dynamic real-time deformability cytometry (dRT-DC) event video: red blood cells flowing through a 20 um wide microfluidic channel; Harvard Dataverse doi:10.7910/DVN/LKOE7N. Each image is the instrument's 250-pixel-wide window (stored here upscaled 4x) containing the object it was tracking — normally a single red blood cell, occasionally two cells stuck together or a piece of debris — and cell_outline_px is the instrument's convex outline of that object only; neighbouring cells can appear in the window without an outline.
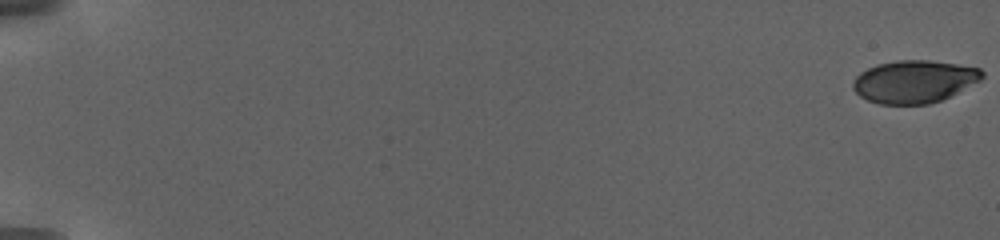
{"species": "human", "species_latin": "Homo sapiens", "temperature_condition": "warm", "stored_images_in_passage": 79, "camera_frame_rate_fps": 3000, "um_per_image_px": 0.085, "donor": {"sex": "female"}, "frame": {"image": 1, "passage_image": 1, "time_ms": 0.0, "image_size_px": [1000, 240], "cell_outline_px": [[984, 76], [980, 80], [940, 100], [928, 104], [880, 104], [868, 100], [860, 96], [852, 88], [852, 84], [856, 76], [860, 72], [876, 64], [896, 60], [928, 60], [956, 64], [980, 68], [984, 72]], "centroid_in_image_um": [77.67, 6.92], "position_along_channel_um": 7.3, "area_um2": 31.85}}
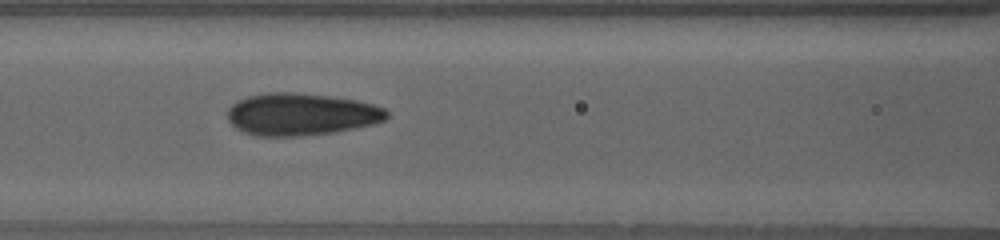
{"frame": {"image": 2, "passage_image": 38, "time_ms": 11.667, "image_size_px": [1000, 240], "cell_outline_px": [[388, 116], [384, 120], [372, 124], [336, 132], [300, 136], [256, 136], [244, 132], [236, 128], [228, 120], [228, 108], [236, 100], [248, 96], [268, 92], [296, 92], [332, 96], [356, 100], [372, 104], [384, 108], [388, 112]], "centroid_in_image_um": [25.57, 9.71], "position_along_channel_um": 141.0, "area_um2": 39.36}}
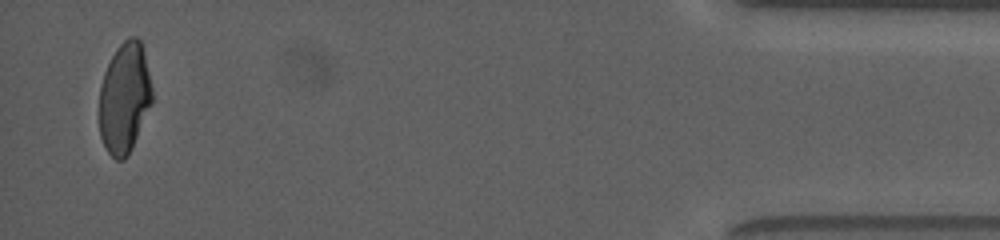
{"frame": {"image": 3, "passage_image": 77, "time_ms": 23.667, "image_size_px": [1000, 240], "cell_outline_px": [[152, 104], [132, 148], [124, 160], [116, 160], [108, 152], [100, 136], [100, 88], [104, 72], [116, 48], [128, 36], [136, 36], [140, 40], [144, 52], [152, 88]], "centroid_in_image_um": [10.59, 8.32], "position_along_channel_um": 424.6, "area_um2": 33.99}, "authors_computed_cell_mechanics": {"area_um2": 35.7204, "velocity_mm_per_s": 2.9458, "shape_relaxation_time_tau1_ms": 10.9151, "shape_relaxation_time_tau2_ms": 0.9564, "deformation_change_tau1": 0.2485, "deformation_change_tau2": 0.0665}}